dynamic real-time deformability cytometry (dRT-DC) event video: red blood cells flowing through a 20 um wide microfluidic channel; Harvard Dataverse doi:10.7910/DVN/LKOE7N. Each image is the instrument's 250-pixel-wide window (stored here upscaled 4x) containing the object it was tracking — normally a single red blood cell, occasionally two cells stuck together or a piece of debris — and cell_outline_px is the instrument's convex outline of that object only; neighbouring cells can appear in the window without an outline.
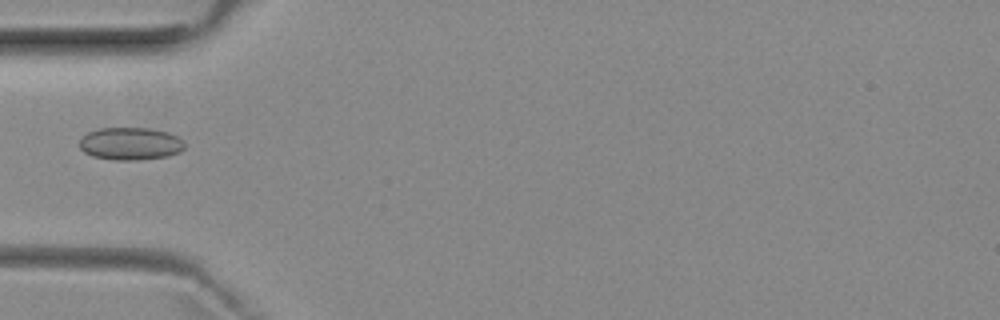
{"species": "common noctule bat (a hibernating species)", "species_latin": "Nyctalus noctula", "temperature_condition": "room temperature", "stored_images_in_passage": 5, "camera_frame_rate_fps": 3000, "um_per_image_px": 0.085, "animal": {"sex": "female", "body_mass_g": 29.2, "forearm_length_mm": 56.3}, "frame": {"image": 1, "passage_image": 1, "time_ms": 0.0, "image_size_px": [1000, 320], "cell_outline_px": [[184, 148], [180, 152], [168, 156], [140, 160], [116, 160], [92, 156], [84, 152], [80, 148], [80, 140], [88, 132], [100, 128], [152, 128], [168, 132], [184, 140]], "centroid_in_image_um": [11.11, 12.21], "position_along_channel_um": 73.9, "area_um2": 20.06}}